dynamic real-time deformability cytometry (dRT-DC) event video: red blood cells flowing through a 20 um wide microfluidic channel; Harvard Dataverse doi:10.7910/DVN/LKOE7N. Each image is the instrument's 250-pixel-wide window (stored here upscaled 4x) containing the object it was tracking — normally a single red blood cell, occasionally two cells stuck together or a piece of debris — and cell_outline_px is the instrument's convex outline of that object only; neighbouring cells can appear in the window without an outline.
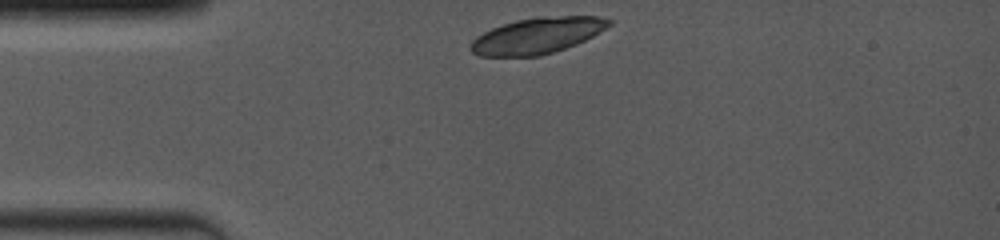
{"species": "common noctule bat (a hibernating species)", "species_latin": "Nyctalus noctula", "temperature_condition": "room temperature", "stored_images_in_passage": 3, "camera_frame_rate_fps": 4000, "um_per_image_px": 0.085, "animal": {"sex": "female", "body_mass_g": 19.0, "forearm_length_mm": 53.3}, "frame": {"image": 1, "passage_image": 1, "time_ms": 0.0, "image_size_px": [1000, 240], "cell_outline_px": [[612, 24], [600, 32], [576, 44], [540, 56], [480, 56], [472, 52], [468, 48], [472, 40], [476, 36], [492, 28], [516, 20], [536, 16], [600, 16], [612, 20]], "centroid_in_image_um": [45.66, 3.02], "position_along_channel_um": 39.3, "area_um2": 29.07}}